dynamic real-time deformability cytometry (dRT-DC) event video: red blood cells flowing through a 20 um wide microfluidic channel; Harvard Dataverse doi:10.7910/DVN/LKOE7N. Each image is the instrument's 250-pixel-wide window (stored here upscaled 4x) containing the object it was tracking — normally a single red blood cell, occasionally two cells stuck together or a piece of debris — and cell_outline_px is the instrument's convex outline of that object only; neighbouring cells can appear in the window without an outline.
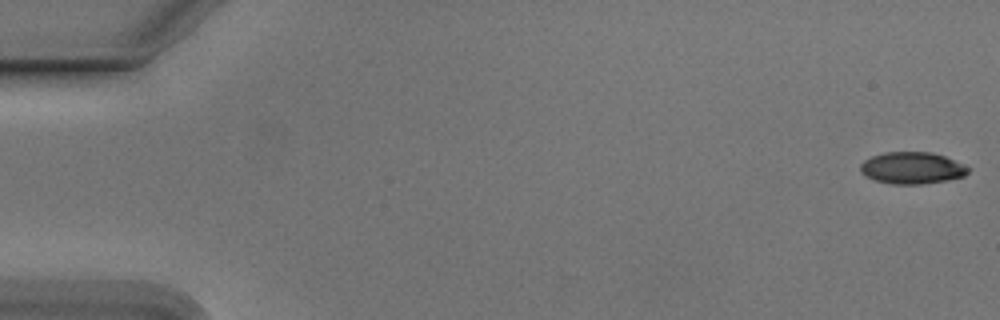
{"species": "Egyptian fruit bat (a non-hibernating species)", "species_latin": "Rousettus aegyptiacus", "temperature_condition": "cold", "stored_images_in_passage": 54, "camera_frame_rate_fps": 3000, "um_per_image_px": 0.085, "animal": {"sex": "male"}, "frame": {"image": 1, "passage_image": 1, "time_ms": 0.0, "image_size_px": [1000, 320], "cell_outline_px": [[972, 168], [964, 176], [948, 180], [920, 184], [892, 184], [876, 180], [864, 176], [860, 172], [860, 164], [864, 160], [872, 156], [884, 152], [932, 152], [944, 156], [964, 164]], "centroid_in_image_um": [77.53, 14.27], "position_along_channel_um": 7.5, "area_um2": 20.11}}
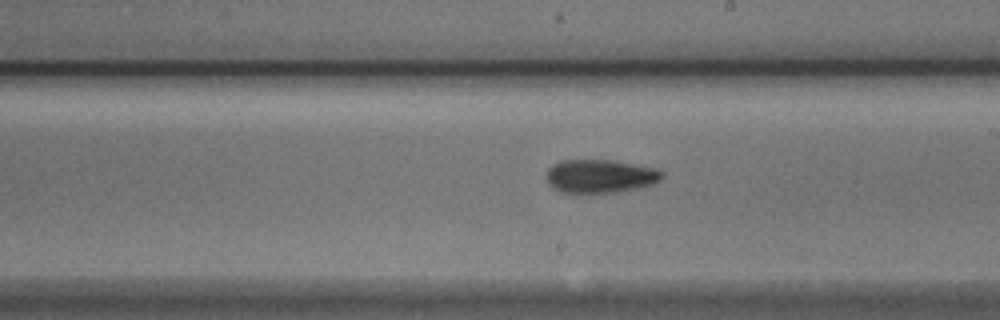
{"frame": {"image": 2, "passage_image": 31, "time_ms": 10.0, "image_size_px": [1000, 320], "cell_outline_px": [[664, 176], [656, 184], [640, 188], [616, 192], [560, 192], [548, 184], [548, 168], [552, 164], [560, 160], [608, 160], [652, 168], [664, 172]], "centroid_in_image_um": [51.02, 14.98], "position_along_channel_um": 238.0, "area_um2": 22.31}}
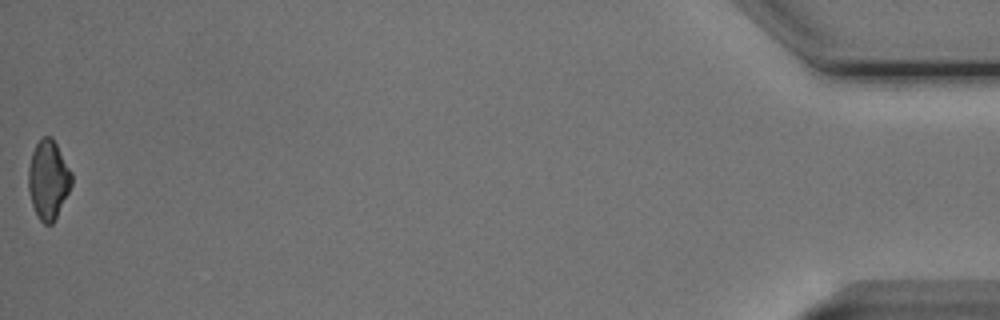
{"frame": {"image": 3, "passage_image": 54, "time_ms": 17.667, "image_size_px": [1000, 320], "cell_outline_px": [[72, 184], [52, 224], [44, 224], [40, 220], [32, 204], [28, 188], [28, 168], [32, 152], [36, 144], [44, 136], [52, 136], [72, 172]], "centroid_in_image_um": [4.1, 15.24], "position_along_channel_um": 431.1, "area_um2": 19.65}, "authors_computed_cell_mechanics": {"area_um2": 21.1837, "velocity_mm_per_s": 3.8051, "shape_relaxation_time_tau1_ms": 3.3754, "shape_relaxation_time_tau2_ms": 2.9531, "deformation_change_tau1": 0.1186, "deformation_change_tau2": 0.082}}